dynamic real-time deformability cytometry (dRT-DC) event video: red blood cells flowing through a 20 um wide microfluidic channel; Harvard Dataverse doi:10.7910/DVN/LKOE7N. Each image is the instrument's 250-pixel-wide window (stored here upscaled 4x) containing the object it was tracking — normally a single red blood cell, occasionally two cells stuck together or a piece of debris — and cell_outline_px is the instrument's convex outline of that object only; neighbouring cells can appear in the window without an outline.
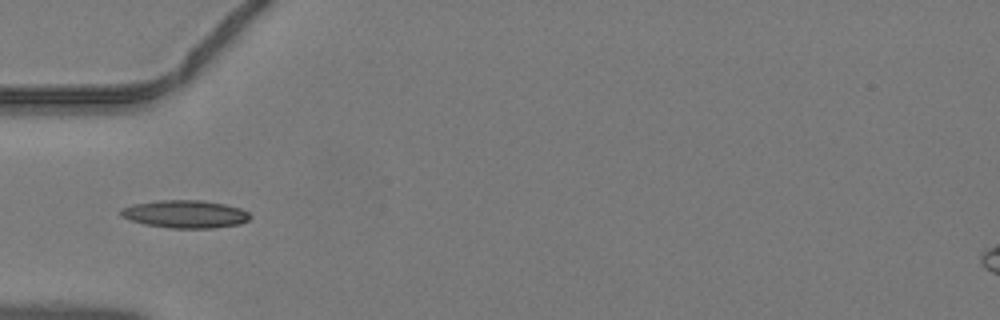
{"species": "common noctule bat (a hibernating species)", "species_latin": "Nyctalus noctula", "temperature_condition": "warm", "stored_images_in_passage": 20, "camera_frame_rate_fps": 3000, "um_per_image_px": 0.085, "animal": {"sex": "male", "body_mass_g": 19.2, "forearm_length_mm": 51.8}, "frame": {"image": 1, "passage_image": 1, "time_ms": 0.0, "image_size_px": [1000, 320], "cell_outline_px": [[252, 216], [248, 220], [240, 224], [212, 228], [168, 228], [144, 224], [128, 220], [120, 216], [120, 208], [132, 204], [160, 200], [200, 200], [224, 204], [240, 208], [248, 212]], "centroid_in_image_um": [15.7, 18.2], "position_along_channel_um": 69.3, "area_um2": 21.1}}
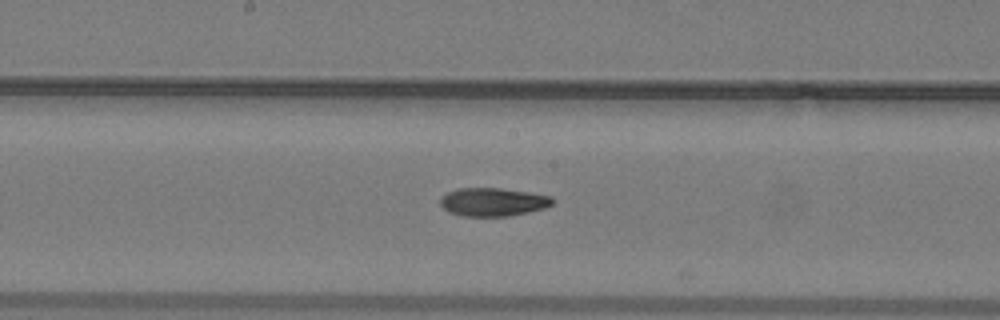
{"frame": {"image": 2, "passage_image": 10, "time_ms": 3.0, "image_size_px": [1000, 320], "cell_outline_px": [[552, 204], [544, 208], [528, 212], [508, 216], [464, 216], [448, 212], [440, 204], [440, 200], [448, 192], [460, 188], [500, 188], [552, 196]], "centroid_in_image_um": [41.89, 17.17], "position_along_channel_um": 206.3, "area_um2": 18.26}}
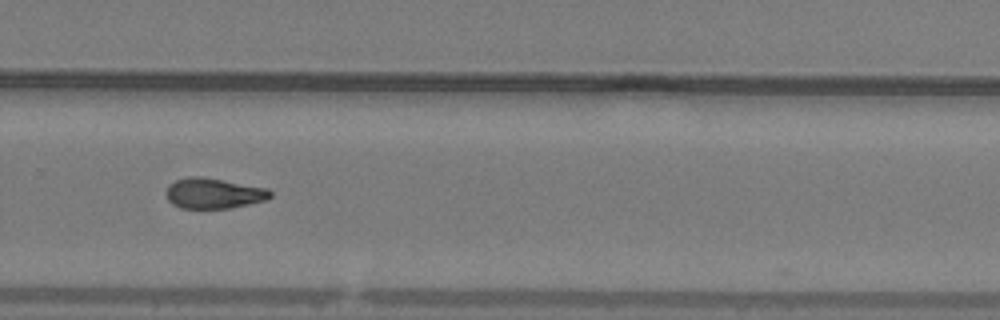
{"frame": {"image": 3, "passage_image": 17, "time_ms": 5.333, "image_size_px": [1000, 320], "cell_outline_px": [[272, 196], [264, 200], [232, 208], [180, 208], [172, 204], [168, 200], [164, 192], [168, 184], [176, 180], [192, 176], [200, 176], [268, 188], [272, 192]], "centroid_in_image_um": [18.12, 16.43], "position_along_channel_um": 311.7, "area_um2": 18.55}}